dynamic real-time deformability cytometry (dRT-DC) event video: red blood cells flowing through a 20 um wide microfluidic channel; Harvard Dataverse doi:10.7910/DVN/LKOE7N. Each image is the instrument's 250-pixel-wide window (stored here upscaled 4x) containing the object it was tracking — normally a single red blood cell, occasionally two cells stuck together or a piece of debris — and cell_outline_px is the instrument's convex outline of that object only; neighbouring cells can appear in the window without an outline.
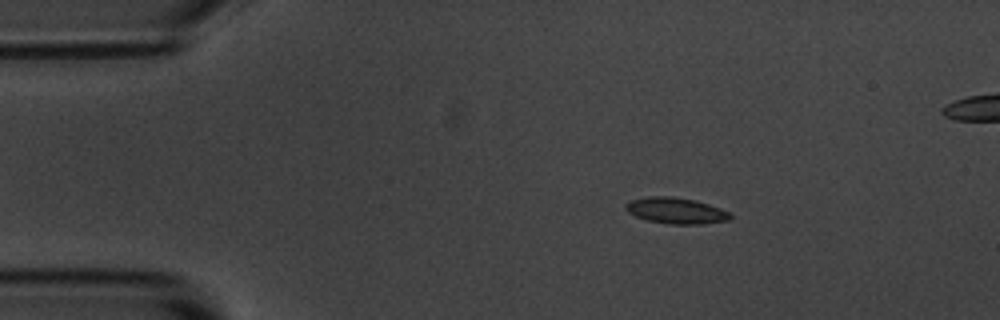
{"species": "common noctule bat (a hibernating species)", "species_latin": "Nyctalus noctula", "temperature_condition": "room temperature", "stored_images_in_passage": 48, "camera_frame_rate_fps": 3000, "um_per_image_px": 0.085, "animal": {"sex": "male", "body_mass_g": 20.1, "forearm_length_mm": 53.5}, "frame": {"image": 1, "passage_image": 1, "time_ms": 0.0, "image_size_px": [1000, 320], "cell_outline_px": [[732, 216], [728, 220], [700, 224], [668, 224], [648, 220], [636, 216], [628, 212], [624, 208], [624, 204], [632, 200], [648, 196], [672, 196], [696, 200], [720, 208], [728, 212]], "centroid_in_image_um": [57.43, 17.9], "position_along_channel_um": 27.6, "area_um2": 15.84}}
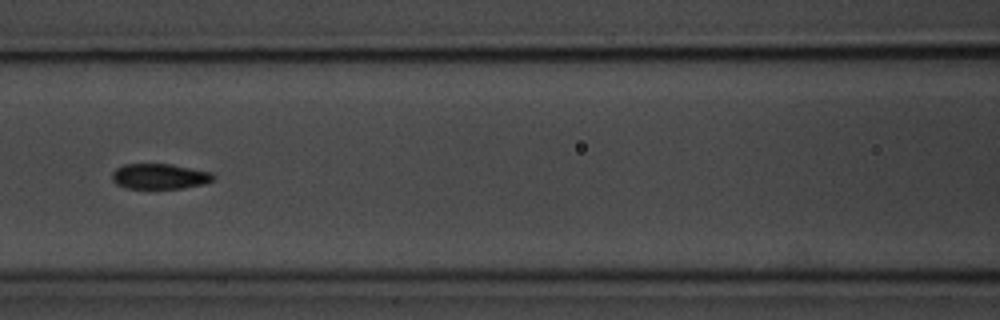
{"frame": {"image": 2, "passage_image": 16, "time_ms": 5.0, "image_size_px": [1000, 320], "cell_outline_px": [[216, 180], [204, 184], [184, 188], [128, 188], [116, 184], [112, 180], [112, 172], [116, 168], [124, 164], [172, 164], [212, 172], [216, 176]], "centroid_in_image_um": [13.61, 14.99], "position_along_channel_um": 153.0, "area_um2": 15.14}}
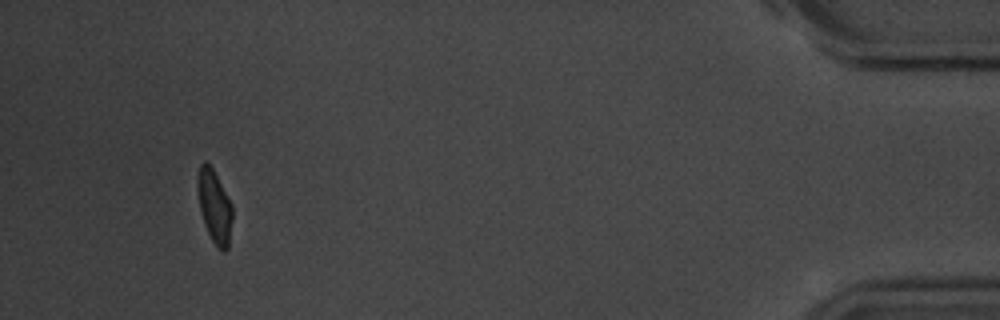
{"frame": {"image": 3, "passage_image": 44, "time_ms": 14.333, "image_size_px": [1000, 320], "cell_outline_px": [[232, 220], [228, 248], [224, 252], [216, 248], [204, 224], [200, 212], [196, 188], [196, 180], [200, 164], [204, 160], [212, 168], [232, 204]], "centroid_in_image_um": [18.21, 17.56], "position_along_channel_um": 417.0, "area_um2": 14.97}, "authors_computed_cell_mechanics": {"area_um2": 15.3459, "velocity_mm_per_s": 3.5912, "shape_relaxation_time_tau1_ms": 3.2192, "shape_relaxation_time_tau2_ms": 1.6844, "deformation_change_tau1": 0.1303, "deformation_change_tau2": 0.0431}}